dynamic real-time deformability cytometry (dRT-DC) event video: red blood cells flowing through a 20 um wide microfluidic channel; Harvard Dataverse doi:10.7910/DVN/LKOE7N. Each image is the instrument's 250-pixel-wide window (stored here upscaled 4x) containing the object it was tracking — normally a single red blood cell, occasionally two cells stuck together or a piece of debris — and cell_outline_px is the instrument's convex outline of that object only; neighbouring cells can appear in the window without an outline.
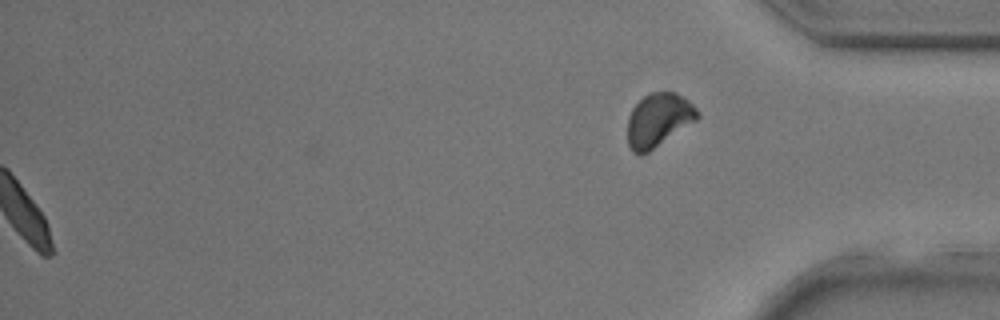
{"species": "common noctule bat (a hibernating species)", "species_latin": "Nyctalus noctula", "temperature_condition": "room temperature", "stored_images_in_passage": 37, "segment_of_instrument_passage": [2, 2], "camera_frame_rate_fps": 3000, "um_per_image_px": 0.085, "animal": {"sex": "male", "body_mass_g": 17.9, "forearm_length_mm": 54.2}, "frame": {"image": 1, "passage_image": 37, "time_ms": 12.0, "image_size_px": [1000, 320], "cell_outline_px": [[700, 116], [696, 120], [648, 152], [640, 156], [632, 152], [628, 144], [628, 116], [632, 108], [644, 96], [652, 92], [676, 92], [688, 100], [700, 112]], "centroid_in_image_um": [55.96, 10.2], "position_along_channel_um": 379.2, "area_um2": 21.68}}